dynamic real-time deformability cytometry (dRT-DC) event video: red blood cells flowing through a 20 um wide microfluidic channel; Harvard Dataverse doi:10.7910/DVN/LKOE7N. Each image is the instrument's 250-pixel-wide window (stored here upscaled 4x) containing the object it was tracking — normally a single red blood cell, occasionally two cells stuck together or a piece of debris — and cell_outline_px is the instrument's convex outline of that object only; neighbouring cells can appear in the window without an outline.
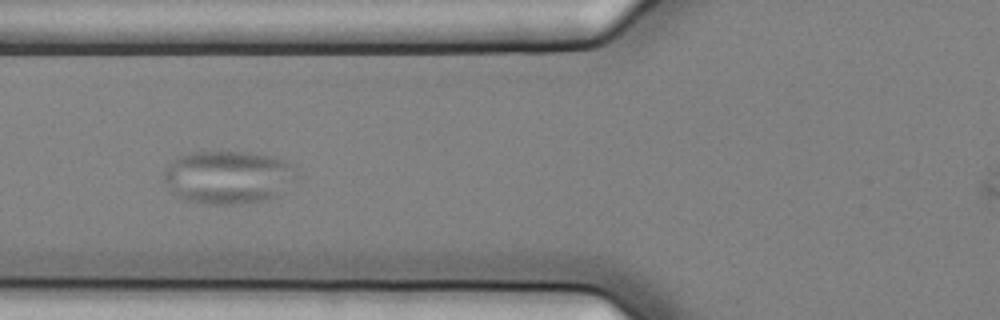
{"species": "common noctule bat (a hibernating species)", "species_latin": "Nyctalus noctula", "temperature_condition": "cold", "stored_images_in_passage": 8, "camera_frame_rate_fps": 3000, "um_per_image_px": 0.085, "animal": {"sex": "female", "body_mass_g": 25.1}, "frame": {"image": 1, "passage_image": 3, "time_ms": 0.667, "image_size_px": [1000, 320], "cell_outline_px": [[296, 164], [276, 196], [264, 200], [240, 204], [208, 204], [184, 200], [176, 196], [172, 192], [164, 180], [164, 168], [176, 156], [192, 152], [248, 152], [276, 156]], "centroid_in_image_um": [19.26, 15.04], "position_along_channel_um": 106.5, "area_um2": 40.58}}